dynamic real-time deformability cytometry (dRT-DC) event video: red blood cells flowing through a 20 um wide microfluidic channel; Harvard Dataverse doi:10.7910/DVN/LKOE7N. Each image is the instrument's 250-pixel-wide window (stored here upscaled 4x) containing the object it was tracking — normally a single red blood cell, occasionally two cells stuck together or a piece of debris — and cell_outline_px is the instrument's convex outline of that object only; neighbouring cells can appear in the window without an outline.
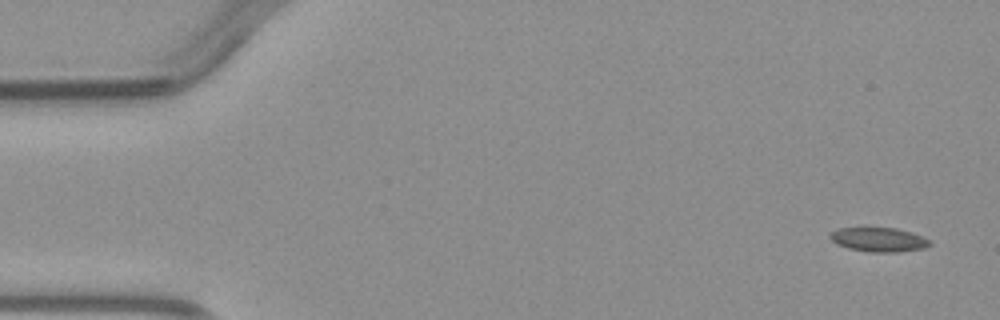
{"species": "common noctule bat (a hibernating species)", "species_latin": "Nyctalus noctula", "temperature_condition": "warm", "stored_images_in_passage": 4, "camera_frame_rate_fps": 3000, "um_per_image_px": 0.085, "animal": {"sex": "male", "body_mass_g": 23.1, "forearm_length_mm": 52.7}, "frame": {"image": 1, "passage_image": 1, "time_ms": 0.0, "image_size_px": [1000, 320], "cell_outline_px": [[932, 244], [924, 248], [900, 252], [868, 252], [848, 248], [836, 244], [828, 236], [836, 228], [864, 224], [896, 228], [912, 232], [924, 236], [932, 240]], "centroid_in_image_um": [74.67, 20.31], "position_along_channel_um": 10.3, "area_um2": 15.14}}
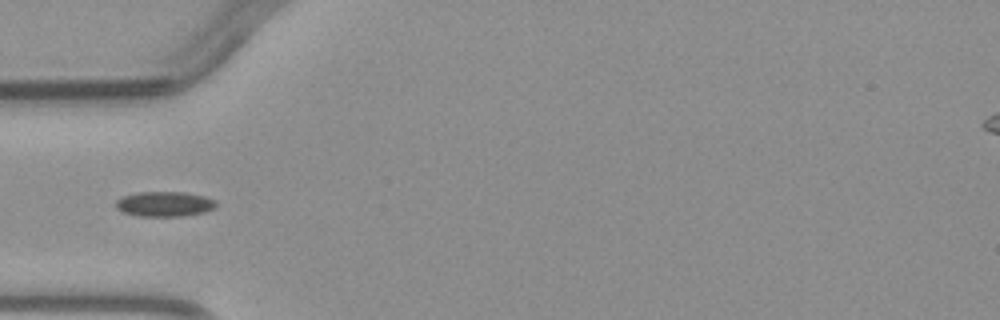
{"frame": {"image": 2, "passage_image": 4, "time_ms": 4.333, "image_size_px": [1000, 320], "cell_outline_px": [[216, 208], [204, 212], [184, 216], [140, 216], [124, 212], [116, 208], [116, 200], [124, 196], [136, 192], [184, 192], [204, 196], [216, 200]], "centroid_in_image_um": [14.01, 17.34], "position_along_channel_um": 71.0, "area_um2": 14.62}}